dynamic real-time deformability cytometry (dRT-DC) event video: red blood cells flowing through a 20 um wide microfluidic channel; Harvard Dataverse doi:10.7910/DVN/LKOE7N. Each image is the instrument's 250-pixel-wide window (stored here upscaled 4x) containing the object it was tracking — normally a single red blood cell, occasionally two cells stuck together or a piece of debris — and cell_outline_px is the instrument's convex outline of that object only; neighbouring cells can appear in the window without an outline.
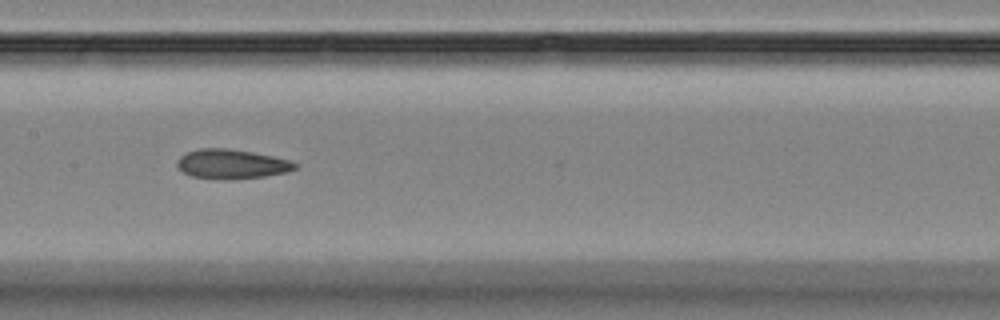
{"species": "Egyptian fruit bat (a non-hibernating species)", "species_latin": "Rousettus aegyptiacus", "temperature_condition": "room temperature", "stored_images_in_passage": 9, "camera_frame_rate_fps": 3000, "um_per_image_px": 0.085, "animal": {"sex": "female"}, "frame": {"image": 1, "passage_image": 7, "time_ms": 7.667, "image_size_px": [1000, 320], "cell_outline_px": [[300, 164], [296, 168], [288, 172], [264, 176], [228, 180], [192, 176], [184, 172], [176, 164], [176, 160], [180, 156], [188, 152], [200, 148], [228, 148], [252, 152], [272, 156], [288, 160]], "centroid_in_image_um": [19.7, 13.94], "position_along_channel_um": 187.7, "area_um2": 20.17}}
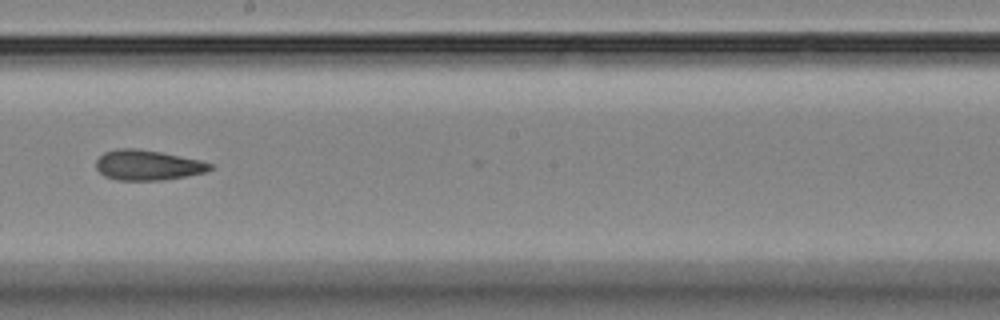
{"frame": {"image": 2, "passage_image": 8, "time_ms": 9.0, "image_size_px": [1000, 320], "cell_outline_px": [[212, 168], [208, 172], [164, 180], [116, 180], [104, 176], [96, 168], [96, 160], [104, 152], [116, 148], [136, 148], [160, 152], [200, 160], [212, 164]], "centroid_in_image_um": [12.54, 14.04], "position_along_channel_um": 235.7, "area_um2": 20.11}}